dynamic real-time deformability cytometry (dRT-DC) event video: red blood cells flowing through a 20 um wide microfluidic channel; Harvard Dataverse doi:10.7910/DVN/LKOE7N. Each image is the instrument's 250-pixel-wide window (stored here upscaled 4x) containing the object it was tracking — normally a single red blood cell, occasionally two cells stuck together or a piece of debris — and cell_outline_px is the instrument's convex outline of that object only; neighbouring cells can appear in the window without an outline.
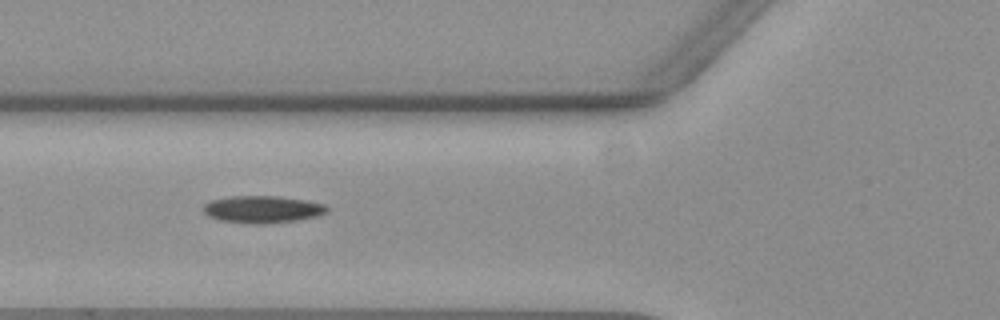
{"species": "common noctule bat (a hibernating species)", "species_latin": "Nyctalus noctula", "temperature_condition": "warm", "stored_images_in_passage": 36, "camera_frame_rate_fps": 3000, "um_per_image_px": 0.085, "animal": {"sex": "female", "body_mass_g": 19.3, "forearm_length_mm": 54.1}, "frame": {"image": 1, "passage_image": 6, "time_ms": 1.667, "image_size_px": [1000, 320], "cell_outline_px": [[328, 212], [316, 216], [292, 220], [260, 224], [220, 220], [208, 216], [204, 212], [204, 204], [212, 200], [228, 196], [276, 196], [308, 200], [324, 204], [328, 208]], "centroid_in_image_um": [22.31, 17.77], "position_along_channel_um": 103.5, "area_um2": 19.31}}
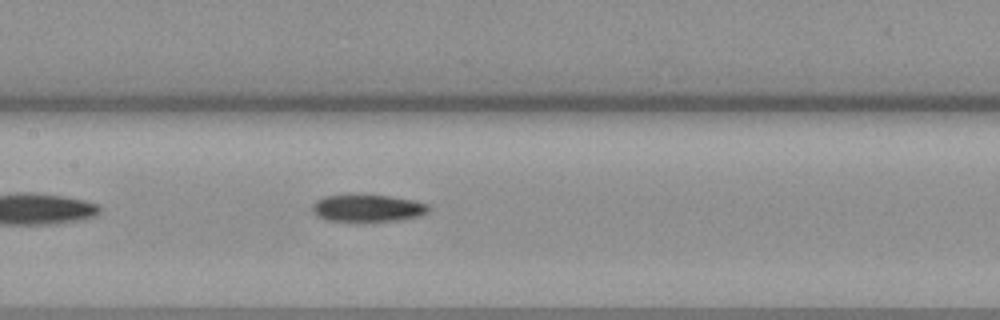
{"frame": {"image": 2, "passage_image": 12, "time_ms": 3.667, "image_size_px": [1000, 320], "cell_outline_px": [[432, 208], [428, 212], [416, 216], [396, 220], [328, 220], [312, 212], [312, 204], [316, 200], [324, 196], [348, 192], [360, 192], [416, 200], [428, 204]], "centroid_in_image_um": [31.22, 17.61], "position_along_channel_um": 176.2, "area_um2": 18.84}}
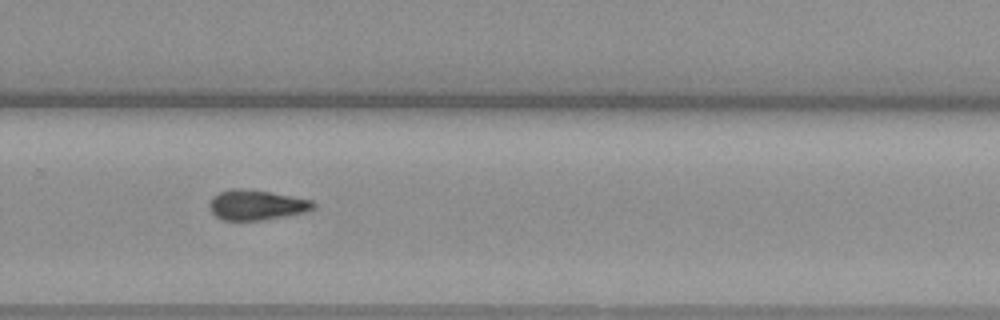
{"frame": {"image": 3, "passage_image": 23, "time_ms": 7.333, "image_size_px": [1000, 320], "cell_outline_px": [[316, 208], [308, 212], [288, 216], [264, 220], [224, 220], [216, 216], [212, 212], [208, 204], [212, 196], [220, 192], [232, 188], [240, 188], [272, 192], [312, 200], [316, 204]], "centroid_in_image_um": [21.84, 17.42], "position_along_channel_um": 308.0, "area_um2": 18.5}}